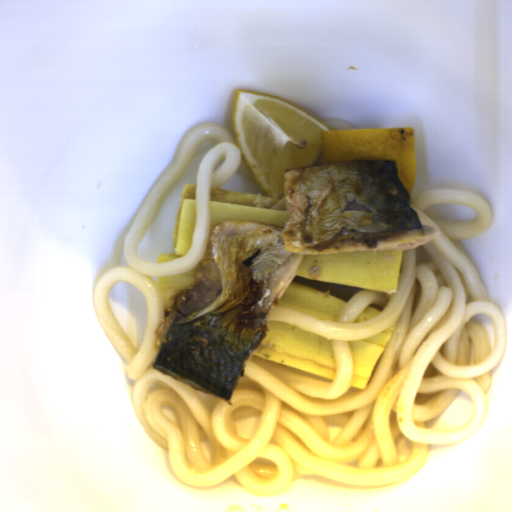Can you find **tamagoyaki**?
<instances>
[{
	"instance_id": "obj_5",
	"label": "tamagoyaki",
	"mask_w": 512,
	"mask_h": 512,
	"mask_svg": "<svg viewBox=\"0 0 512 512\" xmlns=\"http://www.w3.org/2000/svg\"><path fill=\"white\" fill-rule=\"evenodd\" d=\"M397 326H390L363 340L348 342L351 352L353 378L349 387L365 390L374 368L385 351Z\"/></svg>"
},
{
	"instance_id": "obj_4",
	"label": "tamagoyaki",
	"mask_w": 512,
	"mask_h": 512,
	"mask_svg": "<svg viewBox=\"0 0 512 512\" xmlns=\"http://www.w3.org/2000/svg\"><path fill=\"white\" fill-rule=\"evenodd\" d=\"M342 297L291 281L276 305L317 318L322 321H336L346 307Z\"/></svg>"
},
{
	"instance_id": "obj_8",
	"label": "tamagoyaki",
	"mask_w": 512,
	"mask_h": 512,
	"mask_svg": "<svg viewBox=\"0 0 512 512\" xmlns=\"http://www.w3.org/2000/svg\"><path fill=\"white\" fill-rule=\"evenodd\" d=\"M381 313V310H379L378 308L376 307H373V306H367L360 314L359 316L356 318V320L354 322L356 323H360V322H363V321H367V320H370L372 318H375L377 315H379Z\"/></svg>"
},
{
	"instance_id": "obj_7",
	"label": "tamagoyaki",
	"mask_w": 512,
	"mask_h": 512,
	"mask_svg": "<svg viewBox=\"0 0 512 512\" xmlns=\"http://www.w3.org/2000/svg\"><path fill=\"white\" fill-rule=\"evenodd\" d=\"M204 259L194 266L190 271L158 278L157 285L160 289L163 302V321L169 308L172 307L178 295L192 285L195 281V272L201 268Z\"/></svg>"
},
{
	"instance_id": "obj_3",
	"label": "tamagoyaki",
	"mask_w": 512,
	"mask_h": 512,
	"mask_svg": "<svg viewBox=\"0 0 512 512\" xmlns=\"http://www.w3.org/2000/svg\"><path fill=\"white\" fill-rule=\"evenodd\" d=\"M228 219H248L284 226L287 222L285 198L220 188L210 190L209 234L215 224Z\"/></svg>"
},
{
	"instance_id": "obj_1",
	"label": "tamagoyaki",
	"mask_w": 512,
	"mask_h": 512,
	"mask_svg": "<svg viewBox=\"0 0 512 512\" xmlns=\"http://www.w3.org/2000/svg\"><path fill=\"white\" fill-rule=\"evenodd\" d=\"M404 252L306 254L294 276L393 295L398 292Z\"/></svg>"
},
{
	"instance_id": "obj_6",
	"label": "tamagoyaki",
	"mask_w": 512,
	"mask_h": 512,
	"mask_svg": "<svg viewBox=\"0 0 512 512\" xmlns=\"http://www.w3.org/2000/svg\"><path fill=\"white\" fill-rule=\"evenodd\" d=\"M197 184H185L175 222L173 248L170 253H161L157 263H169L186 255L193 243L196 230Z\"/></svg>"
},
{
	"instance_id": "obj_2",
	"label": "tamagoyaki",
	"mask_w": 512,
	"mask_h": 512,
	"mask_svg": "<svg viewBox=\"0 0 512 512\" xmlns=\"http://www.w3.org/2000/svg\"><path fill=\"white\" fill-rule=\"evenodd\" d=\"M269 331L251 357L328 380L337 375V358L328 339L295 325L267 320Z\"/></svg>"
}]
</instances>
